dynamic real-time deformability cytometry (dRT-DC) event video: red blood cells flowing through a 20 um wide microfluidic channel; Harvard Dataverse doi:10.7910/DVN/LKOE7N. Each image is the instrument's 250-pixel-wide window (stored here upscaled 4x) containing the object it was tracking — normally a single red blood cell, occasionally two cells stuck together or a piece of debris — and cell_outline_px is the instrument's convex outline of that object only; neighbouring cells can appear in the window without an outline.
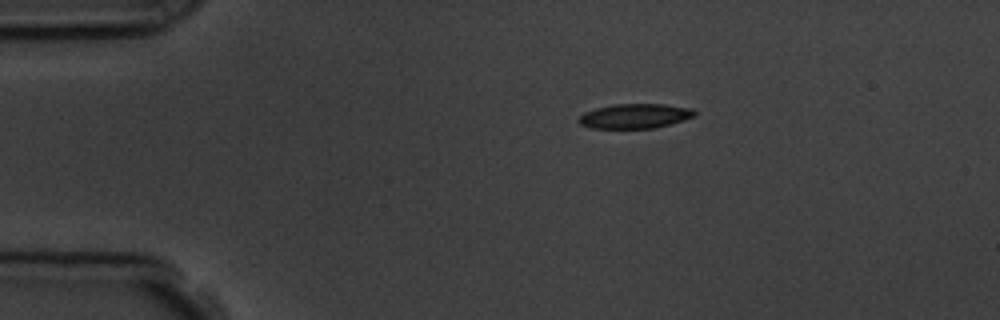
{"species": "common noctule bat (a hibernating species)", "species_latin": "Nyctalus noctula", "temperature_condition": "room temperature", "stored_images_in_passage": 4, "camera_frame_rate_fps": 3000, "um_per_image_px": 0.085, "animal": {"sex": "male", "body_mass_g": 19.5, "forearm_length_mm": 54.6}, "frame": {"image": 1, "passage_image": 1, "time_ms": 0.0, "image_size_px": [1000, 320], "cell_outline_px": [[696, 116], [672, 124], [656, 128], [592, 128], [580, 124], [576, 120], [584, 112], [596, 108], [612, 104], [664, 104], [692, 108], [696, 112]], "centroid_in_image_um": [53.98, 9.86], "position_along_channel_um": 31.0, "area_um2": 16.82}}
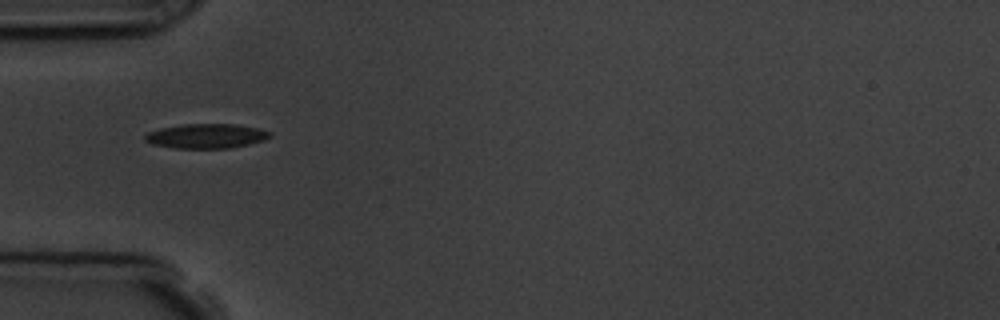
{"frame": {"image": 2, "passage_image": 3, "time_ms": 2.333, "image_size_px": [1000, 320], "cell_outline_px": [[272, 136], [264, 140], [232, 148], [176, 148], [152, 144], [144, 140], [144, 136], [148, 132], [160, 128], [180, 124], [236, 124], [256, 128], [272, 132]], "centroid_in_image_um": [17.53, 11.56], "position_along_channel_um": 67.5, "area_um2": 17.92}}
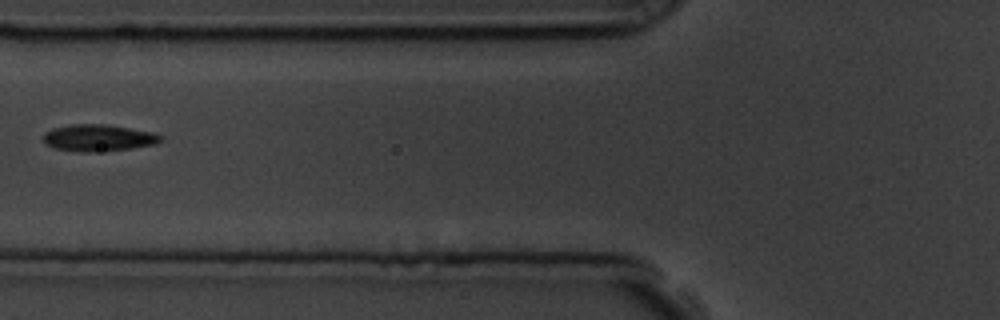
{"frame": {"image": 3, "passage_image": 4, "time_ms": 3.667, "image_size_px": [1000, 320], "cell_outline_px": [[160, 140], [156, 144], [132, 148], [92, 152], [80, 152], [56, 148], [44, 144], [44, 132], [52, 128], [72, 124], [108, 124], [152, 132], [160, 136]], "centroid_in_image_um": [8.32, 11.71], "position_along_channel_um": 117.5, "area_um2": 18.21}}